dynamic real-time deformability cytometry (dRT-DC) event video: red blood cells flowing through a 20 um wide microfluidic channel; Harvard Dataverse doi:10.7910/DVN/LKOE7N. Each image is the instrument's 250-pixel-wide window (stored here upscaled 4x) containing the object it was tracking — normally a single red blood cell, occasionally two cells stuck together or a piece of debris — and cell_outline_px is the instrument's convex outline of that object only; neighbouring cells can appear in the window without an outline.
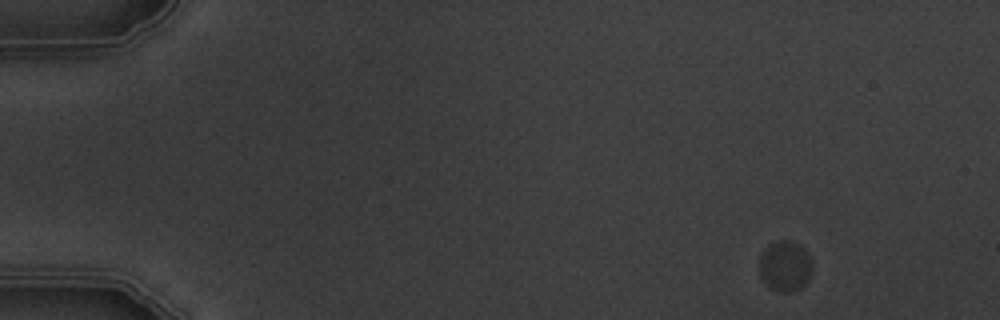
{"species": "common noctule bat (a hibernating species)", "species_latin": "Nyctalus noctula", "temperature_condition": "warm", "stored_images_in_passage": 9, "camera_frame_rate_fps": 3000, "um_per_image_px": 0.085, "animal": {"sex": "male", "body_mass_g": 19.5, "forearm_length_mm": 54.6}, "frame": {"image": 1, "passage_image": 1, "time_ms": 0.0, "image_size_px": [1000, 320], "cell_outline_px": [[812, 272], [808, 280], [800, 288], [788, 292], [784, 292], [772, 288], [760, 276], [760, 256], [772, 244], [780, 240], [788, 240], [800, 244], [808, 252], [812, 260]], "centroid_in_image_um": [66.79, 22.6], "position_along_channel_um": 18.2, "area_um2": 15.32}}
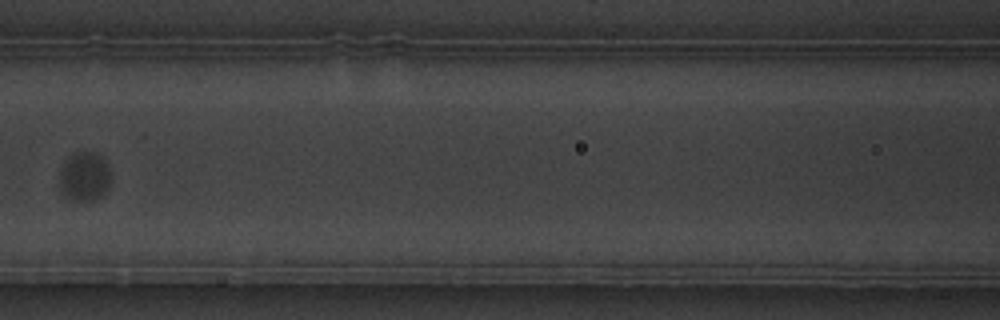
{"frame": {"image": 2, "passage_image": 7, "time_ms": 7.0, "image_size_px": [1000, 320], "cell_outline_px": [[112, 180], [108, 188], [96, 200], [72, 200], [64, 188], [60, 180], [60, 172], [68, 156], [76, 152], [92, 152], [100, 156], [104, 160], [112, 176]], "centroid_in_image_um": [7.25, 14.98], "position_along_channel_um": 159.4, "area_um2": 14.22}}
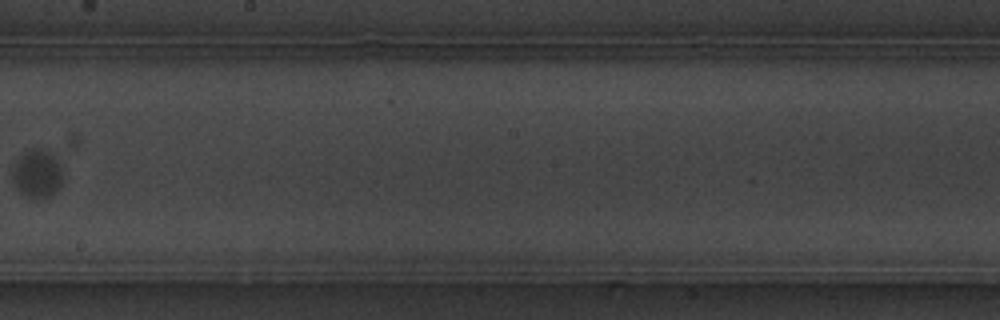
{"frame": {"image": 3, "passage_image": 9, "time_ms": 9.333, "image_size_px": [1000, 320], "cell_outline_px": [[60, 188], [56, 192], [48, 196], [28, 196], [20, 192], [16, 188], [12, 180], [12, 168], [20, 156], [24, 152], [32, 148], [36, 148], [52, 152], [60, 164]], "centroid_in_image_um": [3.14, 14.72], "position_along_channel_um": 245.1, "area_um2": 13.81}}